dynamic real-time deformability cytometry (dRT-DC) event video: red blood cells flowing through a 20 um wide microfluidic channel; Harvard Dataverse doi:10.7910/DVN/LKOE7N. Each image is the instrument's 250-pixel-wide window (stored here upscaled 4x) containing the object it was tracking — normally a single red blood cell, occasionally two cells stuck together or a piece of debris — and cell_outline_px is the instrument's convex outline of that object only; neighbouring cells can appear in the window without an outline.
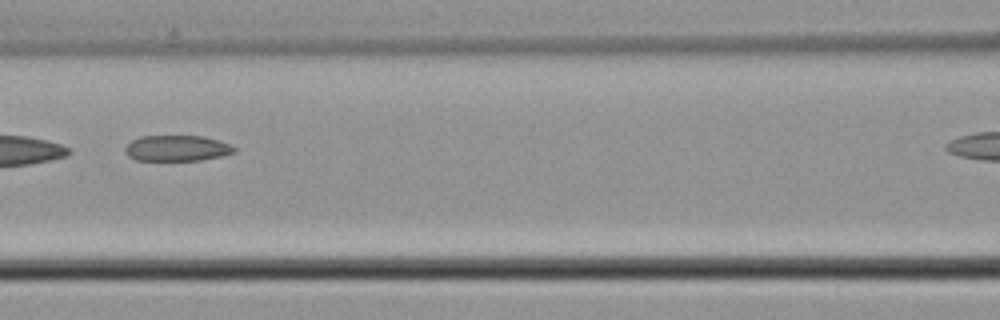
{"species": "common noctule bat (a hibernating species)", "species_latin": "Nyctalus noctula", "temperature_condition": "cold", "stored_images_in_passage": 5, "segment_of_instrument_passage": [1, 2], "camera_frame_rate_fps": 3000, "um_per_image_px": 0.085, "animal": {"sex": "male", "body_mass_g": 21.5, "forearm_length_mm": 52.0}, "frame": {"image": 1, "passage_image": 4, "time_ms": 1.0, "image_size_px": [1000, 320], "cell_outline_px": [[236, 152], [224, 156], [200, 160], [136, 160], [128, 156], [124, 152], [124, 148], [132, 140], [140, 136], [204, 136], [220, 140], [236, 148]], "centroid_in_image_um": [15.05, 12.6], "position_along_channel_um": 151.5, "area_um2": 16.53}}